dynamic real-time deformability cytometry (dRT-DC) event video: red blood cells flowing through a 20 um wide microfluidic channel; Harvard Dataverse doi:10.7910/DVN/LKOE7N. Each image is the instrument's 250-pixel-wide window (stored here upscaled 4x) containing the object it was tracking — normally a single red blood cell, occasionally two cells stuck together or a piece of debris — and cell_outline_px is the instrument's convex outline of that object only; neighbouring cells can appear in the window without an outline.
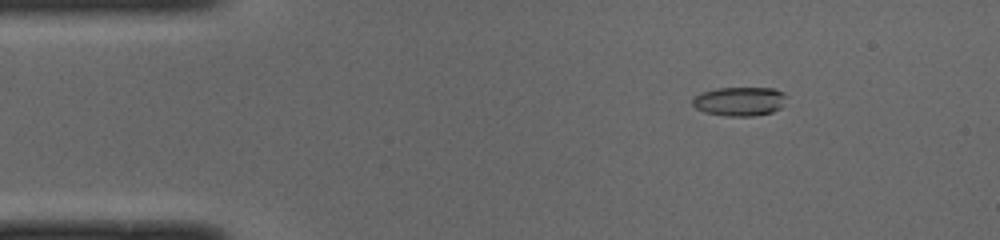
{"species": "common noctule bat (a hibernating species)", "species_latin": "Nyctalus noctula", "temperature_condition": "cold", "stored_images_in_passage": 44, "camera_frame_rate_fps": 3000, "um_per_image_px": 0.085, "animal": {"sex": "male", "body_mass_g": 19.0, "forearm_length_mm": 50.8}, "frame": {"image": 1, "passage_image": 1, "time_ms": 0.0, "image_size_px": [1000, 240], "cell_outline_px": [[788, 96], [780, 108], [772, 112], [752, 116], [728, 116], [704, 112], [696, 108], [692, 104], [692, 96], [716, 88], [772, 88], [784, 92]], "centroid_in_image_um": [62.87, 8.61], "position_along_channel_um": 22.1, "area_um2": 15.95}}
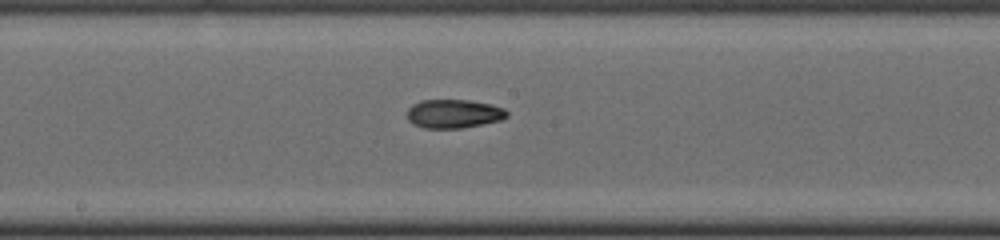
{"frame": {"image": 2, "passage_image": 20, "time_ms": 6.333, "image_size_px": [1000, 240], "cell_outline_px": [[508, 116], [500, 120], [460, 128], [424, 128], [412, 124], [408, 120], [408, 108], [412, 104], [420, 100], [468, 100], [492, 104], [504, 108], [508, 112]], "centroid_in_image_um": [38.55, 9.66], "position_along_channel_um": 209.7, "area_um2": 16.7}}
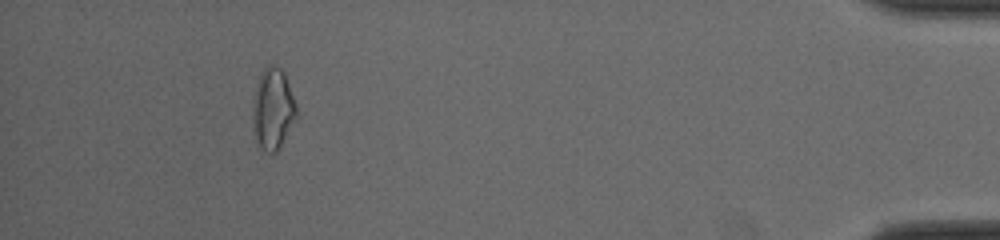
{"frame": {"image": 3, "passage_image": 40, "time_ms": 13.0, "image_size_px": [1000, 240], "cell_outline_px": [[300, 116], [276, 152], [264, 152], [256, 144], [252, 120], [252, 108], [256, 88], [260, 72], [268, 64], [272, 64], [280, 68], [284, 72], [296, 104]], "centroid_in_image_um": [23.21, 9.28], "position_along_channel_um": 412.0, "area_um2": 21.21}, "authors_computed_cell_mechanics": {"area_um2": 16.762, "velocity_mm_per_s": 4.0132, "shape_relaxation_time_tau1_ms": 8.5964, "shape_relaxation_time_tau2_ms": 1.2156, "deformation_change_tau1": 0.212, "deformation_change_tau2": 0.0622}}